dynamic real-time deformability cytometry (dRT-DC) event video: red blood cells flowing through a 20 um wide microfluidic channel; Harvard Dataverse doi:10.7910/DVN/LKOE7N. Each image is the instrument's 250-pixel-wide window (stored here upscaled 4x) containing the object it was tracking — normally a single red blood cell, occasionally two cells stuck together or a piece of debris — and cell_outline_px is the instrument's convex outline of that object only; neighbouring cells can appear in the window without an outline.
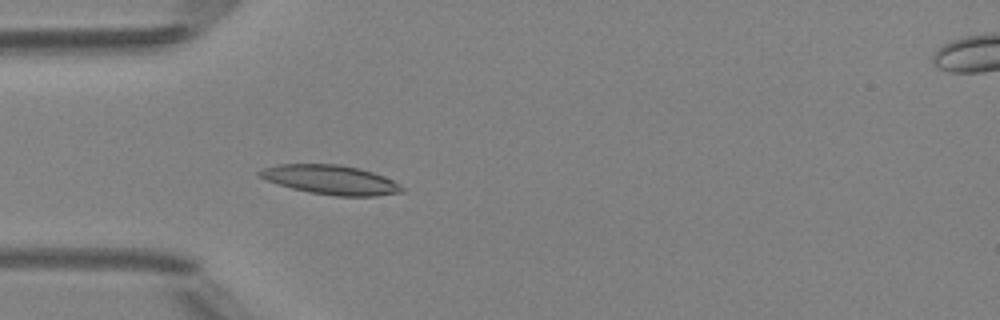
{"species": "Egyptian fruit bat (a non-hibernating species)", "species_latin": "Rousettus aegyptiacus", "temperature_condition": "room temperature", "stored_images_in_passage": 49, "camera_frame_rate_fps": 3000, "um_per_image_px": 0.085, "animal": {"sex": "female"}, "frame": {"image": 1, "passage_image": 15, "time_ms": 4.667, "image_size_px": [1000, 320], "cell_outline_px": [[404, 192], [376, 196], [336, 196], [308, 192], [292, 188], [268, 180], [260, 176], [256, 172], [264, 168], [280, 164], [340, 164], [360, 168], [384, 176], [392, 180], [404, 188]], "centroid_in_image_um": [28.14, 15.28], "position_along_channel_um": 56.9, "area_um2": 24.16}}
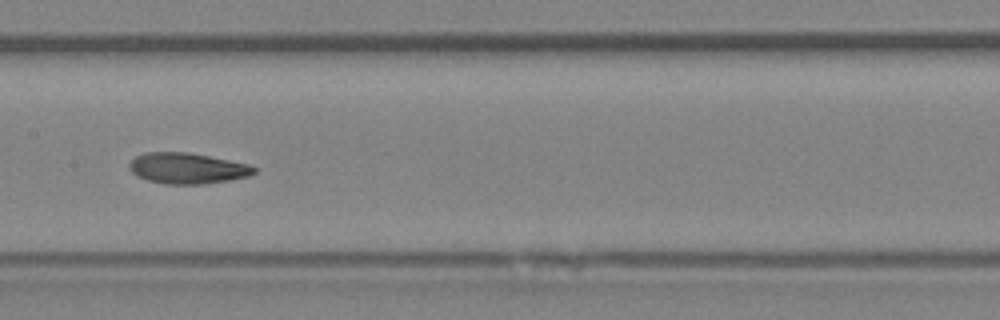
{"frame": {"image": 2, "passage_image": 25, "time_ms": 8.0, "image_size_px": [1000, 320], "cell_outline_px": [[256, 172], [248, 176], [228, 180], [204, 184], [164, 184], [148, 180], [132, 172], [128, 168], [128, 164], [136, 156], [144, 152], [188, 152], [248, 164], [256, 168]], "centroid_in_image_um": [15.9, 14.3], "position_along_channel_um": 191.5, "area_um2": 22.25}}
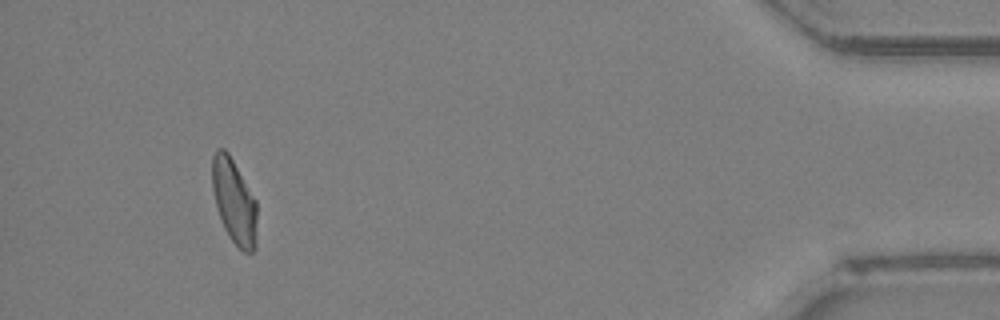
{"frame": {"image": 3, "passage_image": 46, "time_ms": 15.0, "image_size_px": [1000, 320], "cell_outline_px": [[256, 248], [252, 252], [244, 252], [228, 236], [224, 228], [216, 204], [212, 188], [212, 156], [216, 148], [224, 148], [228, 152], [256, 200]], "centroid_in_image_um": [19.9, 17.1], "position_along_channel_um": 415.3, "area_um2": 21.96}, "authors_computed_cell_mechanics": {"area_um2": 22.542, "velocity_mm_per_s": 4.1749, "shape_relaxation_time_tau1_ms": 5.743, "shape_relaxation_time_tau2_ms": 2.8408, "deformation_change_tau1": 0.1568, "deformation_change_tau2": 0.0894}}